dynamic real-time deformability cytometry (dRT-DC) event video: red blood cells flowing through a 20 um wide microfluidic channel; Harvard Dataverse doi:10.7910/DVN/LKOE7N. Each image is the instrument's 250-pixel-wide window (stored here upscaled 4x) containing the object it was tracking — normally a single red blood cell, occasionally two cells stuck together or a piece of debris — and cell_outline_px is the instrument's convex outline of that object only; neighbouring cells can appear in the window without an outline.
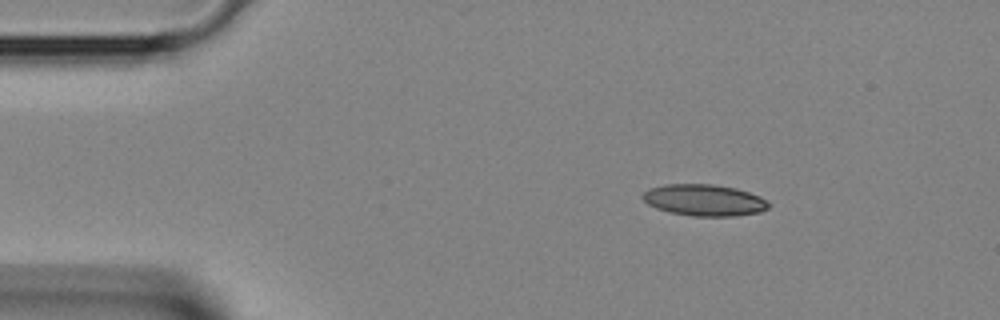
{"species": "Egyptian fruit bat (a non-hibernating species)", "species_latin": "Rousettus aegyptiacus", "temperature_condition": "room temperature", "stored_images_in_passage": 2, "camera_frame_rate_fps": 3000, "um_per_image_px": 0.085, "animal": {"sex": "female"}, "frame": {"image": 1, "passage_image": 1, "time_ms": 0.0, "image_size_px": [1000, 320], "cell_outline_px": [[772, 204], [768, 208], [760, 212], [736, 216], [692, 216], [668, 212], [656, 208], [648, 204], [640, 196], [648, 188], [664, 184], [712, 184], [736, 188], [760, 196]], "centroid_in_image_um": [59.85, 17.01], "position_along_channel_um": 25.1, "area_um2": 23.35}}